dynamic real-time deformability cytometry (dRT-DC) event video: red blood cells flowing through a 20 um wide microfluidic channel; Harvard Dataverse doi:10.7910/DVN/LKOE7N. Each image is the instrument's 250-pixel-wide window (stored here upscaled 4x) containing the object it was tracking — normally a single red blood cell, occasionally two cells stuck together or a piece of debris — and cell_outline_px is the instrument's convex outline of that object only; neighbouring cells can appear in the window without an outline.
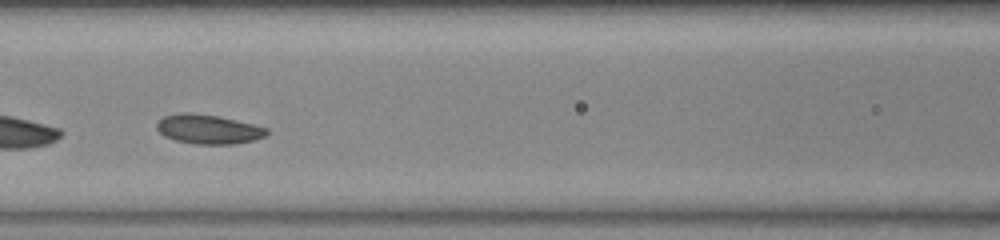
{"species": "common noctule bat (a hibernating species)", "species_latin": "Nyctalus noctula", "temperature_condition": "warm", "stored_images_in_passage": 33, "camera_frame_rate_fps": 3000, "um_per_image_px": 0.085, "animal": {"sex": "female", "body_mass_g": 23.0, "forearm_length_mm": 53.4}, "frame": {"image": 1, "passage_image": 10, "time_ms": 3.0, "image_size_px": [1000, 240], "cell_outline_px": [[268, 132], [264, 136], [252, 140], [236, 144], [196, 144], [176, 140], [164, 136], [156, 128], [156, 124], [164, 116], [180, 112], [188, 112], [216, 116], [252, 124], [268, 128]], "centroid_in_image_um": [17.68, 10.98], "position_along_channel_um": 148.9, "area_um2": 18.55}, "authors_computed_cell_mechanics": {"area_um2": 18.5538, "velocity_mm_per_s": 3.8292, "shape_relaxation_time_tau1_ms": 2.6581, "shape_relaxation_time_tau2_ms": 3.5023, "deformation_change_tau1": 0.065, "deformation_change_tau2": 0.0951}}